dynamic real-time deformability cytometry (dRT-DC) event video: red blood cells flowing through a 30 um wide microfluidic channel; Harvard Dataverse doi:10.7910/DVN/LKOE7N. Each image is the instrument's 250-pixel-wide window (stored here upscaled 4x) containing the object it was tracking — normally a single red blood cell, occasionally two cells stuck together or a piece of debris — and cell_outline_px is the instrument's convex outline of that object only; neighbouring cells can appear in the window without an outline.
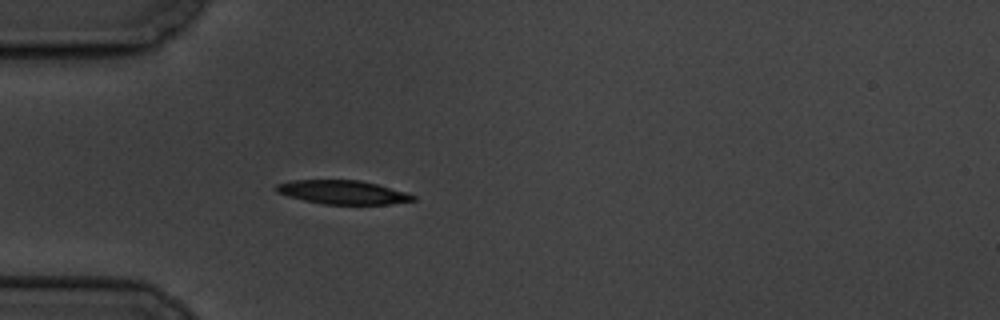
{"species": "common noctule bat (a hibernating species)", "species_latin": "Nyctalus noctula", "temperature_condition": "cold", "stored_images_in_passage": 4, "camera_frame_rate_fps": 3000, "um_per_image_px": 0.085, "animal": {"sex": "male", "body_mass_g": 19.5, "forearm_length_mm": 54.6}, "frame": {"image": 1, "passage_image": 4, "time_ms": 4.333, "image_size_px": [1000, 320], "cell_outline_px": [[416, 200], [388, 204], [324, 204], [304, 200], [288, 196], [276, 192], [276, 184], [292, 180], [360, 180], [376, 184], [404, 192], [416, 196]], "centroid_in_image_um": [29.11, 16.34], "position_along_channel_um": 55.9, "area_um2": 18.73}}